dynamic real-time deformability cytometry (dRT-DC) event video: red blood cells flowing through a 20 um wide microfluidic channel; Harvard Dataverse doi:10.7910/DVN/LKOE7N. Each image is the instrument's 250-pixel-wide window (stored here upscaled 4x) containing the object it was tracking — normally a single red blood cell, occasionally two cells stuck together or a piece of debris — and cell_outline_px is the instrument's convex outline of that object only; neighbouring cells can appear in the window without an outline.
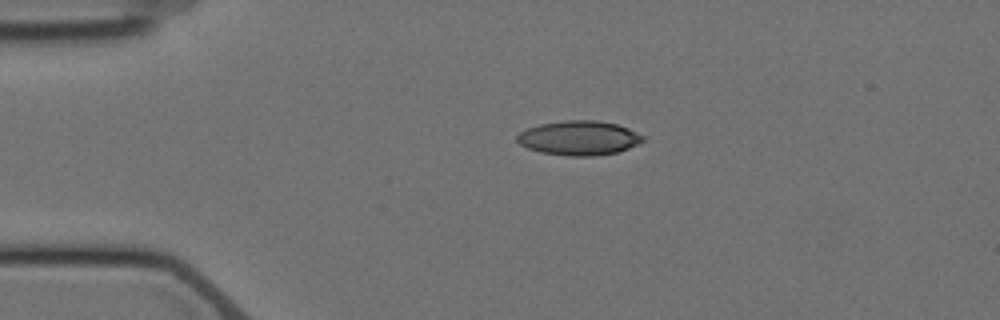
{"species": "Egyptian fruit bat (a non-hibernating species)", "species_latin": "Rousettus aegyptiacus", "temperature_condition": "cold", "stored_images_in_passage": 2, "camera_frame_rate_fps": 3000, "um_per_image_px": 0.085, "animal": {"sex": "female"}, "frame": {"image": 1, "passage_image": 1, "time_ms": 0.0, "image_size_px": [1000, 320], "cell_outline_px": [[644, 140], [628, 148], [616, 152], [592, 156], [568, 156], [540, 152], [528, 148], [520, 144], [516, 140], [516, 136], [520, 132], [528, 128], [540, 124], [564, 120], [596, 120], [616, 124], [628, 128], [644, 136]], "centroid_in_image_um": [49.19, 11.72], "position_along_channel_um": 35.8, "area_um2": 25.09}}